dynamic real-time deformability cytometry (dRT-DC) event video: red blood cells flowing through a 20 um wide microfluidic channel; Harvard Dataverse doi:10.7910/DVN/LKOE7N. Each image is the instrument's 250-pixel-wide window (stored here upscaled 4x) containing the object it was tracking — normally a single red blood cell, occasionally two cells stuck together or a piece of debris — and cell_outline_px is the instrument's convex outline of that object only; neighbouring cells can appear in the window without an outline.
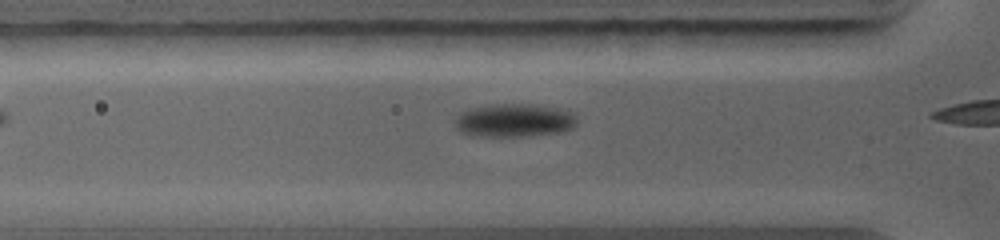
{"species": "common noctule bat (a hibernating species)", "species_latin": "Nyctalus noctula", "temperature_condition": "warm", "stored_images_in_passage": 13, "camera_frame_rate_fps": 5000, "um_per_image_px": 0.085, "animal": {"sex": "female", "body_mass_g": 19.0, "forearm_length_mm": 56.7}, "frame": {"image": 1, "passage_image": 12, "time_ms": 1.6, "image_size_px": [1000, 240], "cell_outline_px": [[576, 124], [572, 128], [564, 132], [528, 136], [472, 136], [460, 132], [452, 124], [460, 112], [468, 108], [492, 104], [528, 104], [556, 108], [568, 112], [576, 116]], "centroid_in_image_um": [43.64, 10.24], "position_along_channel_um": 82.2, "area_um2": 23.87}}